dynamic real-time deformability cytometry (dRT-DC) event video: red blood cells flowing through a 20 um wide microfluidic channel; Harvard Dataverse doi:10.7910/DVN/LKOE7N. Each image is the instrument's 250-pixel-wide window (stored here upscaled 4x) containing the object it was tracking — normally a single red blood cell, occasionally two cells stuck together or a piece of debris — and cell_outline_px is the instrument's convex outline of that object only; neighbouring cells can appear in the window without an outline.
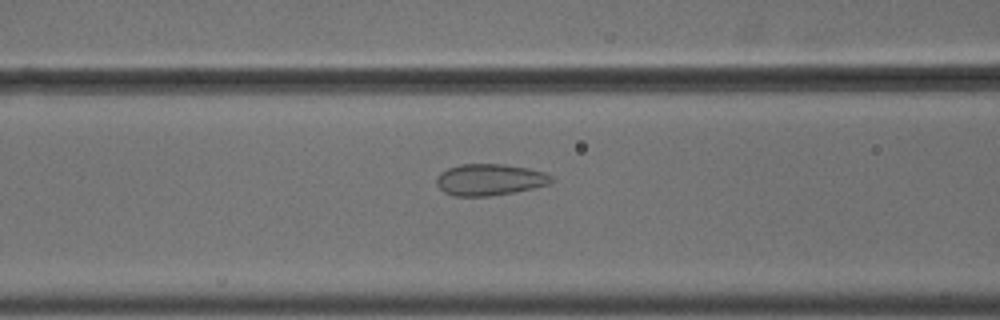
{"species": "common noctule bat (a hibernating species)", "species_latin": "Nyctalus noctula", "temperature_condition": "cold", "stored_images_in_passage": 47, "camera_frame_rate_fps": 3000, "um_per_image_px": 0.085, "animal": {"sex": "male", "body_mass_g": 18.8}, "frame": {"image": 1, "passage_image": 15, "time_ms": 4.667, "image_size_px": [1000, 320], "cell_outline_px": [[556, 180], [552, 184], [512, 192], [488, 196], [452, 196], [444, 192], [436, 184], [436, 176], [440, 172], [448, 168], [460, 164], [504, 164], [528, 168], [544, 172], [552, 176]], "centroid_in_image_um": [41.63, 15.27], "position_along_channel_um": 125.0, "area_um2": 21.27}}
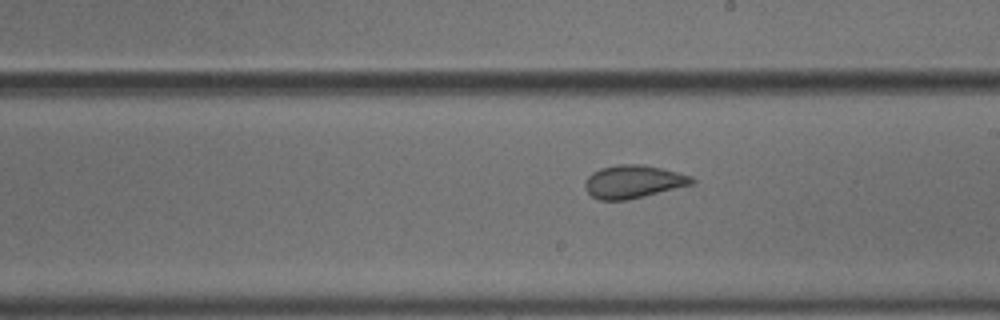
{"frame": {"image": 2, "passage_image": 24, "time_ms": 7.667, "image_size_px": [1000, 320], "cell_outline_px": [[696, 184], [628, 200], [600, 200], [592, 196], [584, 188], [584, 184], [588, 176], [592, 172], [600, 168], [616, 164], [644, 164], [692, 176], [696, 180]], "centroid_in_image_um": [53.85, 15.44], "position_along_channel_um": 235.2, "area_um2": 20.81}}
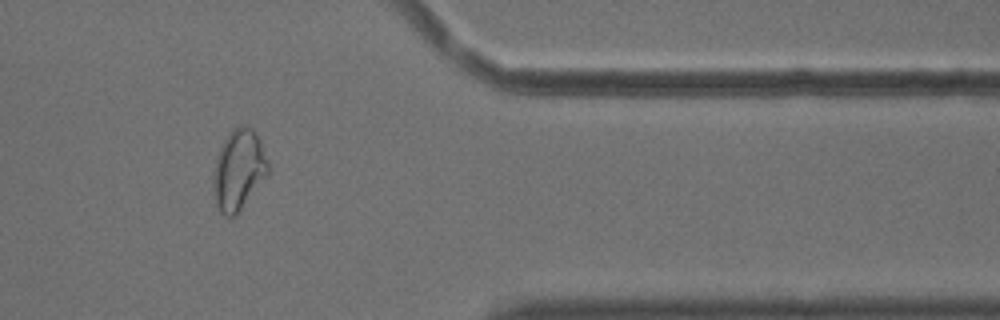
{"frame": {"image": 3, "passage_image": 38, "time_ms": 12.333, "image_size_px": [1000, 320], "cell_outline_px": [[268, 172], [236, 216], [224, 216], [220, 212], [216, 204], [212, 184], [212, 176], [216, 160], [220, 148], [228, 132], [236, 124], [244, 124], [252, 128], [260, 140], [268, 164]], "centroid_in_image_um": [20.25, 14.41], "position_along_channel_um": 391.2, "area_um2": 25.61}, "authors_computed_cell_mechanics": {"area_um2": 22.1952, "velocity_mm_per_s": 3.6706, "shape_relaxation_time_tau1_ms": null, "shape_relaxation_time_tau2_ms": 0.5035, "deformation_change_tau1": null, "deformation_change_tau2": 0.0667}}